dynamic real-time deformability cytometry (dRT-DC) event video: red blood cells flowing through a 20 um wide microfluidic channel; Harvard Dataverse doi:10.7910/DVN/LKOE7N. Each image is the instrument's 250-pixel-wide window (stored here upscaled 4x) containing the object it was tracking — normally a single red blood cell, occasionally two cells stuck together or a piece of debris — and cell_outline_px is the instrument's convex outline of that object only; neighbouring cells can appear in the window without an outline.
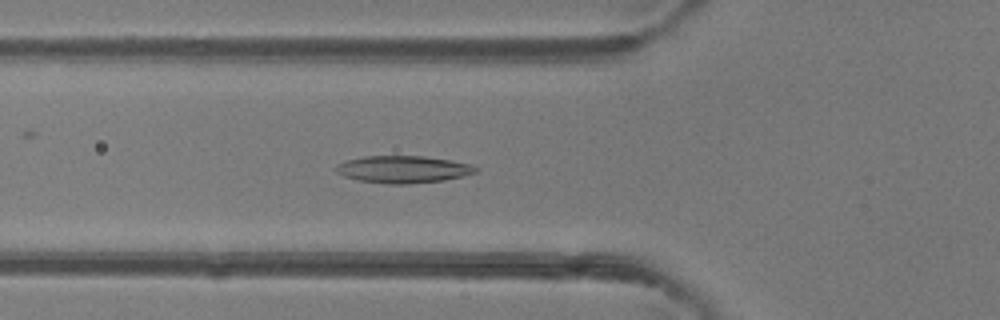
{"species": "common noctule bat (a hibernating species)", "species_latin": "Nyctalus noctula", "temperature_condition": "room temperature", "stored_images_in_passage": 47, "camera_frame_rate_fps": 3000, "um_per_image_px": 0.085, "animal": {"sex": "female"}, "frame": {"image": 1, "passage_image": 15, "time_ms": 4.667, "image_size_px": [1000, 320], "cell_outline_px": [[480, 168], [476, 172], [464, 176], [444, 180], [404, 184], [388, 184], [360, 180], [344, 176], [336, 172], [336, 164], [344, 160], [364, 156], [424, 156], [472, 164]], "centroid_in_image_um": [34.27, 14.39], "position_along_channel_um": 91.5, "area_um2": 22.14}}
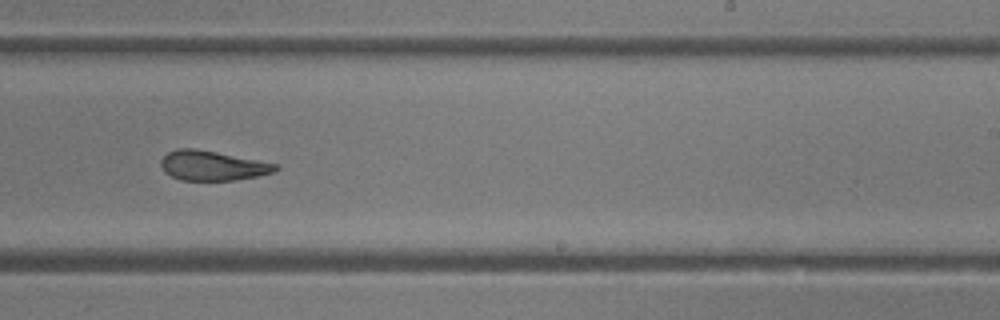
{"frame": {"image": 2, "passage_image": 28, "time_ms": 9.0, "image_size_px": [1000, 320], "cell_outline_px": [[280, 168], [272, 172], [256, 176], [236, 180], [180, 180], [164, 172], [160, 164], [160, 160], [168, 152], [176, 148], [196, 148], [276, 164]], "centroid_in_image_um": [18.0, 14.07], "position_along_channel_um": 271.0, "area_um2": 19.65}}
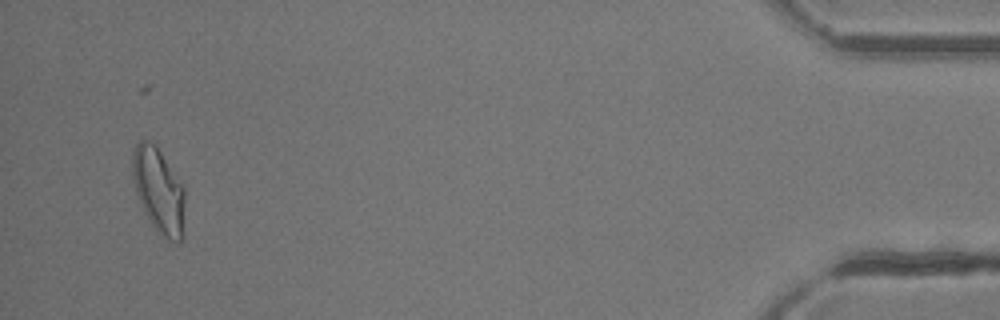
{"frame": {"image": 3, "passage_image": 45, "time_ms": 14.667, "image_size_px": [1000, 320], "cell_outline_px": [[184, 236], [180, 240], [172, 240], [164, 236], [148, 220], [144, 212], [136, 192], [132, 176], [132, 152], [136, 144], [140, 140], [148, 140], [156, 144], [184, 184]], "centroid_in_image_um": [13.5, 16.13], "position_along_channel_um": 421.7, "area_um2": 26.24}, "authors_computed_cell_mechanics": {"area_um2": 21.7328, "velocity_mm_per_s": 4.1264, "shape_relaxation_time_tau1_ms": null, "shape_relaxation_time_tau2_ms": 2.3866, "deformation_change_tau1": null, "deformation_change_tau2": 0.1003}}